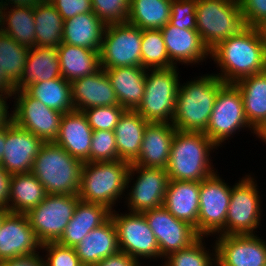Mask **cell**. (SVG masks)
I'll list each match as a JSON object with an SVG mask.
<instances>
[{"mask_svg":"<svg viewBox=\"0 0 266 266\" xmlns=\"http://www.w3.org/2000/svg\"><path fill=\"white\" fill-rule=\"evenodd\" d=\"M216 238V239H215ZM259 234L217 235V266H266V241Z\"/></svg>","mask_w":266,"mask_h":266,"instance_id":"17","label":"cell"},{"mask_svg":"<svg viewBox=\"0 0 266 266\" xmlns=\"http://www.w3.org/2000/svg\"><path fill=\"white\" fill-rule=\"evenodd\" d=\"M36 47H58L63 43L64 20L51 3L34 6Z\"/></svg>","mask_w":266,"mask_h":266,"instance_id":"37","label":"cell"},{"mask_svg":"<svg viewBox=\"0 0 266 266\" xmlns=\"http://www.w3.org/2000/svg\"><path fill=\"white\" fill-rule=\"evenodd\" d=\"M171 0H130L127 23L141 30L161 29L169 23Z\"/></svg>","mask_w":266,"mask_h":266,"instance_id":"35","label":"cell"},{"mask_svg":"<svg viewBox=\"0 0 266 266\" xmlns=\"http://www.w3.org/2000/svg\"><path fill=\"white\" fill-rule=\"evenodd\" d=\"M175 66L169 59L160 29L142 30L141 67L146 69Z\"/></svg>","mask_w":266,"mask_h":266,"instance_id":"40","label":"cell"},{"mask_svg":"<svg viewBox=\"0 0 266 266\" xmlns=\"http://www.w3.org/2000/svg\"><path fill=\"white\" fill-rule=\"evenodd\" d=\"M45 266H79L81 264L74 247H66L57 242L42 244Z\"/></svg>","mask_w":266,"mask_h":266,"instance_id":"44","label":"cell"},{"mask_svg":"<svg viewBox=\"0 0 266 266\" xmlns=\"http://www.w3.org/2000/svg\"><path fill=\"white\" fill-rule=\"evenodd\" d=\"M29 48L0 31V70L16 85L22 76Z\"/></svg>","mask_w":266,"mask_h":266,"instance_id":"39","label":"cell"},{"mask_svg":"<svg viewBox=\"0 0 266 266\" xmlns=\"http://www.w3.org/2000/svg\"><path fill=\"white\" fill-rule=\"evenodd\" d=\"M246 28L239 0H197L196 30L209 50Z\"/></svg>","mask_w":266,"mask_h":266,"instance_id":"6","label":"cell"},{"mask_svg":"<svg viewBox=\"0 0 266 266\" xmlns=\"http://www.w3.org/2000/svg\"><path fill=\"white\" fill-rule=\"evenodd\" d=\"M51 4L64 21L77 14L93 12L92 0H53Z\"/></svg>","mask_w":266,"mask_h":266,"instance_id":"47","label":"cell"},{"mask_svg":"<svg viewBox=\"0 0 266 266\" xmlns=\"http://www.w3.org/2000/svg\"><path fill=\"white\" fill-rule=\"evenodd\" d=\"M176 128L167 122L148 123L138 158L132 163L143 167L166 169Z\"/></svg>","mask_w":266,"mask_h":266,"instance_id":"22","label":"cell"},{"mask_svg":"<svg viewBox=\"0 0 266 266\" xmlns=\"http://www.w3.org/2000/svg\"><path fill=\"white\" fill-rule=\"evenodd\" d=\"M204 238L208 239L200 236L189 247L170 253L158 266H217L215 243L213 241L211 247H206Z\"/></svg>","mask_w":266,"mask_h":266,"instance_id":"38","label":"cell"},{"mask_svg":"<svg viewBox=\"0 0 266 266\" xmlns=\"http://www.w3.org/2000/svg\"><path fill=\"white\" fill-rule=\"evenodd\" d=\"M79 200L78 194H47L38 206L26 214L41 244L60 239Z\"/></svg>","mask_w":266,"mask_h":266,"instance_id":"14","label":"cell"},{"mask_svg":"<svg viewBox=\"0 0 266 266\" xmlns=\"http://www.w3.org/2000/svg\"><path fill=\"white\" fill-rule=\"evenodd\" d=\"M11 178L12 175L0 166V207L6 208L7 210Z\"/></svg>","mask_w":266,"mask_h":266,"instance_id":"50","label":"cell"},{"mask_svg":"<svg viewBox=\"0 0 266 266\" xmlns=\"http://www.w3.org/2000/svg\"><path fill=\"white\" fill-rule=\"evenodd\" d=\"M256 137L258 140L262 141V143L266 144V123L256 131Z\"/></svg>","mask_w":266,"mask_h":266,"instance_id":"56","label":"cell"},{"mask_svg":"<svg viewBox=\"0 0 266 266\" xmlns=\"http://www.w3.org/2000/svg\"><path fill=\"white\" fill-rule=\"evenodd\" d=\"M210 59L220 72L214 74L224 83H236L266 70L265 49L257 27H247L219 42L210 50Z\"/></svg>","mask_w":266,"mask_h":266,"instance_id":"1","label":"cell"},{"mask_svg":"<svg viewBox=\"0 0 266 266\" xmlns=\"http://www.w3.org/2000/svg\"><path fill=\"white\" fill-rule=\"evenodd\" d=\"M93 266H143V265H141L140 262H138L136 259L128 255L127 253L119 251L114 255L102 259Z\"/></svg>","mask_w":266,"mask_h":266,"instance_id":"48","label":"cell"},{"mask_svg":"<svg viewBox=\"0 0 266 266\" xmlns=\"http://www.w3.org/2000/svg\"><path fill=\"white\" fill-rule=\"evenodd\" d=\"M111 210L106 206L79 200L73 216L57 241L66 247H75L91 230L100 227L110 218Z\"/></svg>","mask_w":266,"mask_h":266,"instance_id":"25","label":"cell"},{"mask_svg":"<svg viewBox=\"0 0 266 266\" xmlns=\"http://www.w3.org/2000/svg\"><path fill=\"white\" fill-rule=\"evenodd\" d=\"M62 77L57 47L29 48L21 80L15 90H25L33 83Z\"/></svg>","mask_w":266,"mask_h":266,"instance_id":"28","label":"cell"},{"mask_svg":"<svg viewBox=\"0 0 266 266\" xmlns=\"http://www.w3.org/2000/svg\"><path fill=\"white\" fill-rule=\"evenodd\" d=\"M71 86L74 110L119 105L116 92L103 68L72 81Z\"/></svg>","mask_w":266,"mask_h":266,"instance_id":"21","label":"cell"},{"mask_svg":"<svg viewBox=\"0 0 266 266\" xmlns=\"http://www.w3.org/2000/svg\"><path fill=\"white\" fill-rule=\"evenodd\" d=\"M92 133L83 111L73 110L62 115L60 131L54 142L81 162H90Z\"/></svg>","mask_w":266,"mask_h":266,"instance_id":"23","label":"cell"},{"mask_svg":"<svg viewBox=\"0 0 266 266\" xmlns=\"http://www.w3.org/2000/svg\"><path fill=\"white\" fill-rule=\"evenodd\" d=\"M157 240L160 256L189 247L200 236L189 223L175 218L164 206L143 212Z\"/></svg>","mask_w":266,"mask_h":266,"instance_id":"16","label":"cell"},{"mask_svg":"<svg viewBox=\"0 0 266 266\" xmlns=\"http://www.w3.org/2000/svg\"><path fill=\"white\" fill-rule=\"evenodd\" d=\"M43 141L16 125L13 121L5 126V151L1 167L10 175L30 173Z\"/></svg>","mask_w":266,"mask_h":266,"instance_id":"18","label":"cell"},{"mask_svg":"<svg viewBox=\"0 0 266 266\" xmlns=\"http://www.w3.org/2000/svg\"><path fill=\"white\" fill-rule=\"evenodd\" d=\"M247 27H257L266 20V0H239Z\"/></svg>","mask_w":266,"mask_h":266,"instance_id":"46","label":"cell"},{"mask_svg":"<svg viewBox=\"0 0 266 266\" xmlns=\"http://www.w3.org/2000/svg\"><path fill=\"white\" fill-rule=\"evenodd\" d=\"M5 126L0 128V165L5 151Z\"/></svg>","mask_w":266,"mask_h":266,"instance_id":"54","label":"cell"},{"mask_svg":"<svg viewBox=\"0 0 266 266\" xmlns=\"http://www.w3.org/2000/svg\"><path fill=\"white\" fill-rule=\"evenodd\" d=\"M3 9H4L3 1L0 0V25H1V18H2Z\"/></svg>","mask_w":266,"mask_h":266,"instance_id":"58","label":"cell"},{"mask_svg":"<svg viewBox=\"0 0 266 266\" xmlns=\"http://www.w3.org/2000/svg\"><path fill=\"white\" fill-rule=\"evenodd\" d=\"M242 129L256 136V131L247 122L240 90L234 83H225L216 96L204 134L221 148Z\"/></svg>","mask_w":266,"mask_h":266,"instance_id":"9","label":"cell"},{"mask_svg":"<svg viewBox=\"0 0 266 266\" xmlns=\"http://www.w3.org/2000/svg\"><path fill=\"white\" fill-rule=\"evenodd\" d=\"M178 67L147 69L145 93L135 109L147 122L172 123L181 81Z\"/></svg>","mask_w":266,"mask_h":266,"instance_id":"7","label":"cell"},{"mask_svg":"<svg viewBox=\"0 0 266 266\" xmlns=\"http://www.w3.org/2000/svg\"><path fill=\"white\" fill-rule=\"evenodd\" d=\"M4 6H29L34 7L35 5L42 3V0H2Z\"/></svg>","mask_w":266,"mask_h":266,"instance_id":"53","label":"cell"},{"mask_svg":"<svg viewBox=\"0 0 266 266\" xmlns=\"http://www.w3.org/2000/svg\"><path fill=\"white\" fill-rule=\"evenodd\" d=\"M74 249L80 262L88 266L118 253L117 231L111 217L100 227L91 230Z\"/></svg>","mask_w":266,"mask_h":266,"instance_id":"26","label":"cell"},{"mask_svg":"<svg viewBox=\"0 0 266 266\" xmlns=\"http://www.w3.org/2000/svg\"><path fill=\"white\" fill-rule=\"evenodd\" d=\"M26 214L9 212L0 226V262L41 252Z\"/></svg>","mask_w":266,"mask_h":266,"instance_id":"19","label":"cell"},{"mask_svg":"<svg viewBox=\"0 0 266 266\" xmlns=\"http://www.w3.org/2000/svg\"><path fill=\"white\" fill-rule=\"evenodd\" d=\"M224 84L214 73L180 83L171 123L176 130L205 132L216 96Z\"/></svg>","mask_w":266,"mask_h":266,"instance_id":"2","label":"cell"},{"mask_svg":"<svg viewBox=\"0 0 266 266\" xmlns=\"http://www.w3.org/2000/svg\"><path fill=\"white\" fill-rule=\"evenodd\" d=\"M234 84L241 92L247 122L257 131L266 123V70Z\"/></svg>","mask_w":266,"mask_h":266,"instance_id":"31","label":"cell"},{"mask_svg":"<svg viewBox=\"0 0 266 266\" xmlns=\"http://www.w3.org/2000/svg\"><path fill=\"white\" fill-rule=\"evenodd\" d=\"M255 178L253 174L247 173L232 185L226 216V235L256 234L257 228L262 226V194Z\"/></svg>","mask_w":266,"mask_h":266,"instance_id":"8","label":"cell"},{"mask_svg":"<svg viewBox=\"0 0 266 266\" xmlns=\"http://www.w3.org/2000/svg\"><path fill=\"white\" fill-rule=\"evenodd\" d=\"M170 61L175 65L195 66L210 59V50L197 30L180 29L168 23L160 29ZM201 63V64H200Z\"/></svg>","mask_w":266,"mask_h":266,"instance_id":"20","label":"cell"},{"mask_svg":"<svg viewBox=\"0 0 266 266\" xmlns=\"http://www.w3.org/2000/svg\"><path fill=\"white\" fill-rule=\"evenodd\" d=\"M13 99V94H0V128L8 126L12 122V110H8L10 105L7 101ZM10 112V113H9Z\"/></svg>","mask_w":266,"mask_h":266,"instance_id":"51","label":"cell"},{"mask_svg":"<svg viewBox=\"0 0 266 266\" xmlns=\"http://www.w3.org/2000/svg\"><path fill=\"white\" fill-rule=\"evenodd\" d=\"M93 12L107 26L127 23L130 0H92Z\"/></svg>","mask_w":266,"mask_h":266,"instance_id":"41","label":"cell"},{"mask_svg":"<svg viewBox=\"0 0 266 266\" xmlns=\"http://www.w3.org/2000/svg\"><path fill=\"white\" fill-rule=\"evenodd\" d=\"M125 111L126 109L122 106L113 105L88 108L83 110V113L93 131H114L115 126Z\"/></svg>","mask_w":266,"mask_h":266,"instance_id":"43","label":"cell"},{"mask_svg":"<svg viewBox=\"0 0 266 266\" xmlns=\"http://www.w3.org/2000/svg\"><path fill=\"white\" fill-rule=\"evenodd\" d=\"M83 162L55 142H44L33 161L31 173L47 194H78Z\"/></svg>","mask_w":266,"mask_h":266,"instance_id":"5","label":"cell"},{"mask_svg":"<svg viewBox=\"0 0 266 266\" xmlns=\"http://www.w3.org/2000/svg\"><path fill=\"white\" fill-rule=\"evenodd\" d=\"M142 30L129 23L105 27L99 52L100 68L141 67Z\"/></svg>","mask_w":266,"mask_h":266,"instance_id":"13","label":"cell"},{"mask_svg":"<svg viewBox=\"0 0 266 266\" xmlns=\"http://www.w3.org/2000/svg\"><path fill=\"white\" fill-rule=\"evenodd\" d=\"M168 183L169 176L166 169L143 167L131 163L127 176L124 206L128 207L129 212L134 213H143L163 206Z\"/></svg>","mask_w":266,"mask_h":266,"instance_id":"11","label":"cell"},{"mask_svg":"<svg viewBox=\"0 0 266 266\" xmlns=\"http://www.w3.org/2000/svg\"><path fill=\"white\" fill-rule=\"evenodd\" d=\"M148 123L135 110L123 113L114 129L119 160L131 164L138 158Z\"/></svg>","mask_w":266,"mask_h":266,"instance_id":"30","label":"cell"},{"mask_svg":"<svg viewBox=\"0 0 266 266\" xmlns=\"http://www.w3.org/2000/svg\"><path fill=\"white\" fill-rule=\"evenodd\" d=\"M105 27L94 12L77 14L63 23V43L100 51Z\"/></svg>","mask_w":266,"mask_h":266,"instance_id":"29","label":"cell"},{"mask_svg":"<svg viewBox=\"0 0 266 266\" xmlns=\"http://www.w3.org/2000/svg\"><path fill=\"white\" fill-rule=\"evenodd\" d=\"M62 77L70 83L100 69V51L62 43L57 47Z\"/></svg>","mask_w":266,"mask_h":266,"instance_id":"32","label":"cell"},{"mask_svg":"<svg viewBox=\"0 0 266 266\" xmlns=\"http://www.w3.org/2000/svg\"><path fill=\"white\" fill-rule=\"evenodd\" d=\"M130 163L123 160L85 162L78 197L81 201L106 206L111 211L124 200ZM117 203V204H116Z\"/></svg>","mask_w":266,"mask_h":266,"instance_id":"4","label":"cell"},{"mask_svg":"<svg viewBox=\"0 0 266 266\" xmlns=\"http://www.w3.org/2000/svg\"><path fill=\"white\" fill-rule=\"evenodd\" d=\"M9 213V211L6 208L0 207V226L2 224V221L4 217Z\"/></svg>","mask_w":266,"mask_h":266,"instance_id":"57","label":"cell"},{"mask_svg":"<svg viewBox=\"0 0 266 266\" xmlns=\"http://www.w3.org/2000/svg\"><path fill=\"white\" fill-rule=\"evenodd\" d=\"M41 252L0 262V266H45Z\"/></svg>","mask_w":266,"mask_h":266,"instance_id":"49","label":"cell"},{"mask_svg":"<svg viewBox=\"0 0 266 266\" xmlns=\"http://www.w3.org/2000/svg\"><path fill=\"white\" fill-rule=\"evenodd\" d=\"M116 92L118 103L126 110H135L145 93L147 69L140 66L114 67L105 69Z\"/></svg>","mask_w":266,"mask_h":266,"instance_id":"27","label":"cell"},{"mask_svg":"<svg viewBox=\"0 0 266 266\" xmlns=\"http://www.w3.org/2000/svg\"><path fill=\"white\" fill-rule=\"evenodd\" d=\"M197 0H171L169 23L180 29L196 30Z\"/></svg>","mask_w":266,"mask_h":266,"instance_id":"45","label":"cell"},{"mask_svg":"<svg viewBox=\"0 0 266 266\" xmlns=\"http://www.w3.org/2000/svg\"><path fill=\"white\" fill-rule=\"evenodd\" d=\"M45 3H51L53 0H42Z\"/></svg>","mask_w":266,"mask_h":266,"instance_id":"59","label":"cell"},{"mask_svg":"<svg viewBox=\"0 0 266 266\" xmlns=\"http://www.w3.org/2000/svg\"><path fill=\"white\" fill-rule=\"evenodd\" d=\"M200 182L169 180L163 206L177 219L193 226L198 234Z\"/></svg>","mask_w":266,"mask_h":266,"instance_id":"24","label":"cell"},{"mask_svg":"<svg viewBox=\"0 0 266 266\" xmlns=\"http://www.w3.org/2000/svg\"><path fill=\"white\" fill-rule=\"evenodd\" d=\"M47 196L43 184L30 172L12 175L8 211L27 214Z\"/></svg>","mask_w":266,"mask_h":266,"instance_id":"33","label":"cell"},{"mask_svg":"<svg viewBox=\"0 0 266 266\" xmlns=\"http://www.w3.org/2000/svg\"><path fill=\"white\" fill-rule=\"evenodd\" d=\"M218 149L204 132L176 130L166 167L169 180L201 182L211 176L218 170L211 154Z\"/></svg>","mask_w":266,"mask_h":266,"instance_id":"3","label":"cell"},{"mask_svg":"<svg viewBox=\"0 0 266 266\" xmlns=\"http://www.w3.org/2000/svg\"><path fill=\"white\" fill-rule=\"evenodd\" d=\"M119 160L114 131H93L91 137L90 162Z\"/></svg>","mask_w":266,"mask_h":266,"instance_id":"42","label":"cell"},{"mask_svg":"<svg viewBox=\"0 0 266 266\" xmlns=\"http://www.w3.org/2000/svg\"><path fill=\"white\" fill-rule=\"evenodd\" d=\"M12 121L39 137L43 142H54L60 131L63 113L47 107L25 90H15Z\"/></svg>","mask_w":266,"mask_h":266,"instance_id":"15","label":"cell"},{"mask_svg":"<svg viewBox=\"0 0 266 266\" xmlns=\"http://www.w3.org/2000/svg\"><path fill=\"white\" fill-rule=\"evenodd\" d=\"M218 171L200 182L198 235L210 237L226 235V216L232 185L219 176Z\"/></svg>","mask_w":266,"mask_h":266,"instance_id":"12","label":"cell"},{"mask_svg":"<svg viewBox=\"0 0 266 266\" xmlns=\"http://www.w3.org/2000/svg\"><path fill=\"white\" fill-rule=\"evenodd\" d=\"M35 29L34 7L4 6L1 32L9 35L18 44L33 48L36 44Z\"/></svg>","mask_w":266,"mask_h":266,"instance_id":"34","label":"cell"},{"mask_svg":"<svg viewBox=\"0 0 266 266\" xmlns=\"http://www.w3.org/2000/svg\"><path fill=\"white\" fill-rule=\"evenodd\" d=\"M25 91L47 107L63 114L74 110L72 86L63 77L33 83Z\"/></svg>","mask_w":266,"mask_h":266,"instance_id":"36","label":"cell"},{"mask_svg":"<svg viewBox=\"0 0 266 266\" xmlns=\"http://www.w3.org/2000/svg\"><path fill=\"white\" fill-rule=\"evenodd\" d=\"M15 85L0 70V94H13Z\"/></svg>","mask_w":266,"mask_h":266,"instance_id":"52","label":"cell"},{"mask_svg":"<svg viewBox=\"0 0 266 266\" xmlns=\"http://www.w3.org/2000/svg\"><path fill=\"white\" fill-rule=\"evenodd\" d=\"M257 29L261 35L263 46L266 54V20H264L260 25L257 26Z\"/></svg>","mask_w":266,"mask_h":266,"instance_id":"55","label":"cell"},{"mask_svg":"<svg viewBox=\"0 0 266 266\" xmlns=\"http://www.w3.org/2000/svg\"><path fill=\"white\" fill-rule=\"evenodd\" d=\"M125 211L121 213L114 209L110 214L116 227L120 251L132 256L141 265H144L148 259V262L150 260L155 262L160 258L159 261L163 262L157 240L145 215Z\"/></svg>","mask_w":266,"mask_h":266,"instance_id":"10","label":"cell"}]
</instances>
